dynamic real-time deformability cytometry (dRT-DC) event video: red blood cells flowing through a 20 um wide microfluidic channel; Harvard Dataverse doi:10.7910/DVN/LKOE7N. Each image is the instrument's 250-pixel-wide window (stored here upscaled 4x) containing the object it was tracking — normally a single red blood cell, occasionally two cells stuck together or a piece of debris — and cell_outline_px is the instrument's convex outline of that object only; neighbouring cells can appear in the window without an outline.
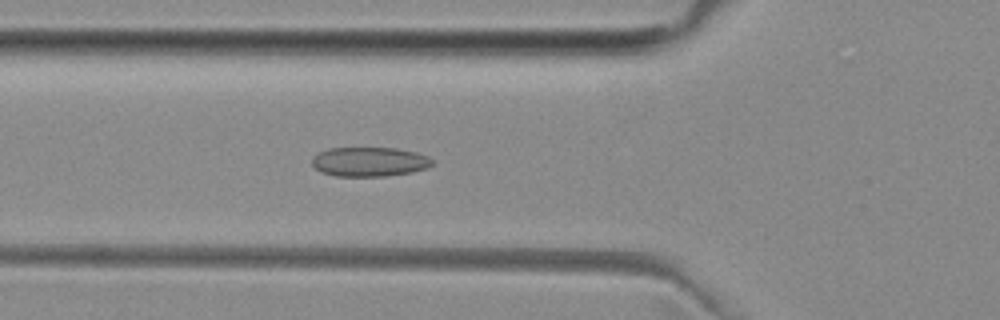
{"species": "common noctule bat (a hibernating species)", "species_latin": "Nyctalus noctula", "temperature_condition": "room temperature", "stored_images_in_passage": 47, "camera_frame_rate_fps": 3000, "um_per_image_px": 0.085, "animal": {"sex": "female", "body_mass_g": 29.2, "forearm_length_mm": 56.3}, "frame": {"image": 1, "passage_image": 14, "time_ms": 4.333, "image_size_px": [1000, 320], "cell_outline_px": [[432, 164], [424, 168], [412, 172], [384, 176], [336, 176], [320, 172], [312, 164], [312, 156], [328, 148], [396, 148], [416, 152], [428, 156], [432, 160]], "centroid_in_image_um": [31.37, 13.74], "position_along_channel_um": 94.4, "area_um2": 20.52}}
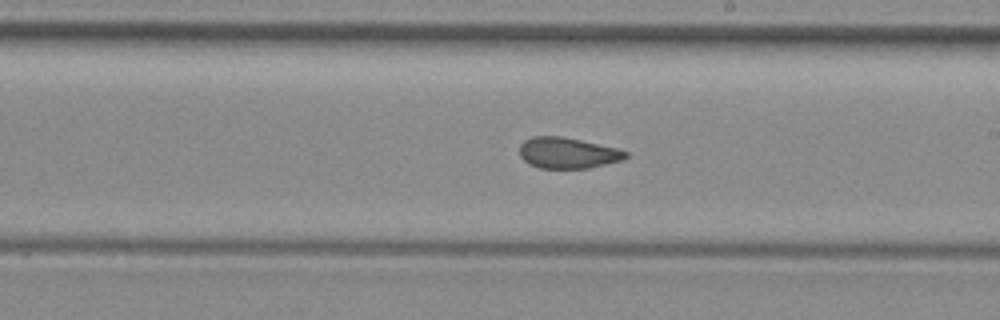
{"frame": {"image": 2, "passage_image": 25, "time_ms": 8.0, "image_size_px": [1000, 320], "cell_outline_px": [[628, 156], [620, 160], [588, 168], [540, 168], [528, 164], [520, 156], [520, 144], [524, 140], [532, 136], [560, 136], [580, 140], [616, 148], [628, 152]], "centroid_in_image_um": [48.2, 12.99], "position_along_channel_um": 240.8, "area_um2": 18.96}}
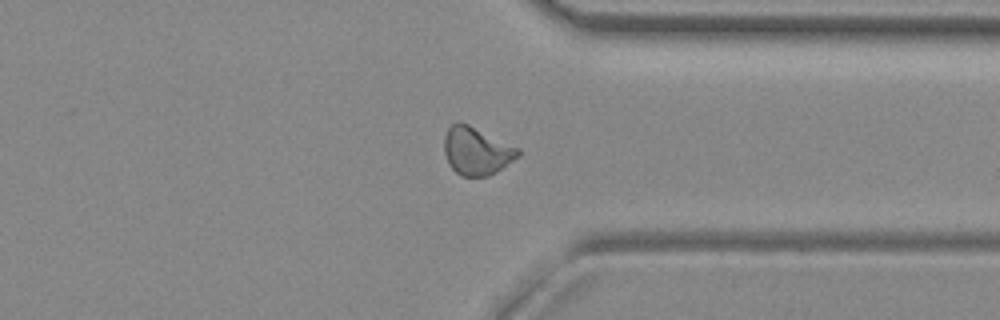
{"frame": {"image": 3, "passage_image": 35, "time_ms": 11.333, "image_size_px": [1000, 320], "cell_outline_px": [[520, 156], [496, 172], [488, 176], [460, 176], [448, 164], [444, 152], [444, 136], [448, 128], [456, 120], [460, 120], [520, 148]], "centroid_in_image_um": [40.5, 12.81], "position_along_channel_um": 370.9, "area_um2": 20.87}, "authors_computed_cell_mechanics": {"area_um2": 20.2878, "velocity_mm_per_s": 3.9823, "shape_relaxation_time_tau1_ms": null, "shape_relaxation_time_tau2_ms": 1.5033, "deformation_change_tau1": null, "deformation_change_tau2": 0.0718}}